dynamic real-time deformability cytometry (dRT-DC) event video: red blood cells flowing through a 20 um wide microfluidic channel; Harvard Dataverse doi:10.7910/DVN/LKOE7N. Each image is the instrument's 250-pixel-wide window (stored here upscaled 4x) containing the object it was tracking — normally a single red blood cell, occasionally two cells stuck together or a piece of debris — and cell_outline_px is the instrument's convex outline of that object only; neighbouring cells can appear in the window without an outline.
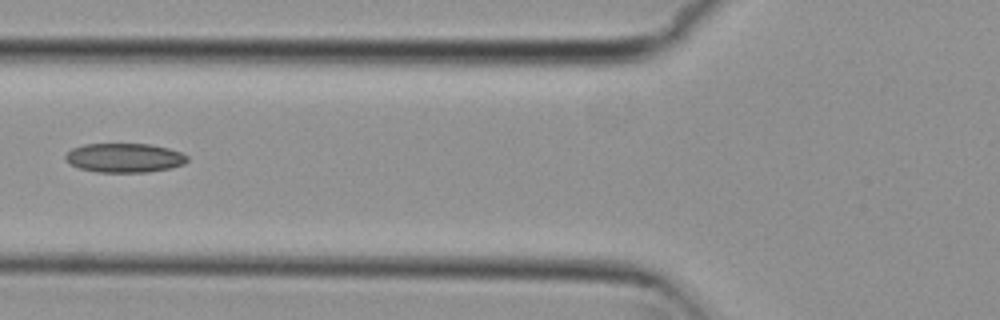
{"species": "common noctule bat (a hibernating species)", "species_latin": "Nyctalus noctula", "temperature_condition": "cold", "stored_images_in_passage": 3, "camera_frame_rate_fps": 3000, "um_per_image_px": 0.085, "animal": {"sex": "female", "body_mass_g": 29.2, "forearm_length_mm": 56.3}, "frame": {"image": 1, "passage_image": 3, "time_ms": 0.667, "image_size_px": [1000, 320], "cell_outline_px": [[188, 160], [184, 164], [172, 168], [148, 172], [96, 172], [80, 168], [64, 160], [64, 156], [72, 148], [84, 144], [148, 144], [168, 148], [180, 152], [188, 156]], "centroid_in_image_um": [10.58, 13.42], "position_along_channel_um": 115.2, "area_um2": 20.75}}